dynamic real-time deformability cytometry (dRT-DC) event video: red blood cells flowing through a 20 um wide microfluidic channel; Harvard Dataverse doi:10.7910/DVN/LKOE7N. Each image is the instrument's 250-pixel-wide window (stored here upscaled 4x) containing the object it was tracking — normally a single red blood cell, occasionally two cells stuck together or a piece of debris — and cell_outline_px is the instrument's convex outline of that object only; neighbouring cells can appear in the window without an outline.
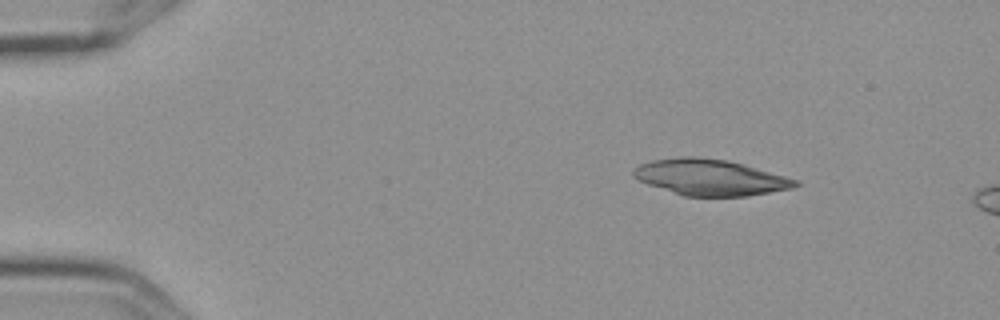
{"species": "Egyptian fruit bat (a non-hibernating species)", "species_latin": "Rousettus aegyptiacus", "temperature_condition": "cold", "stored_images_in_passage": 3, "camera_frame_rate_fps": 3000, "um_per_image_px": 0.085, "frame": {"image": 1, "passage_image": 1, "time_ms": 0.0, "image_size_px": [1000, 320], "cell_outline_px": [[800, 184], [792, 188], [744, 196], [684, 196], [648, 184], [632, 176], [632, 172], [640, 164], [652, 160], [680, 156], [696, 156], [728, 160], [744, 164], [800, 180]], "centroid_in_image_um": [60.38, 15.06], "position_along_channel_um": 24.6, "area_um2": 33.93}}